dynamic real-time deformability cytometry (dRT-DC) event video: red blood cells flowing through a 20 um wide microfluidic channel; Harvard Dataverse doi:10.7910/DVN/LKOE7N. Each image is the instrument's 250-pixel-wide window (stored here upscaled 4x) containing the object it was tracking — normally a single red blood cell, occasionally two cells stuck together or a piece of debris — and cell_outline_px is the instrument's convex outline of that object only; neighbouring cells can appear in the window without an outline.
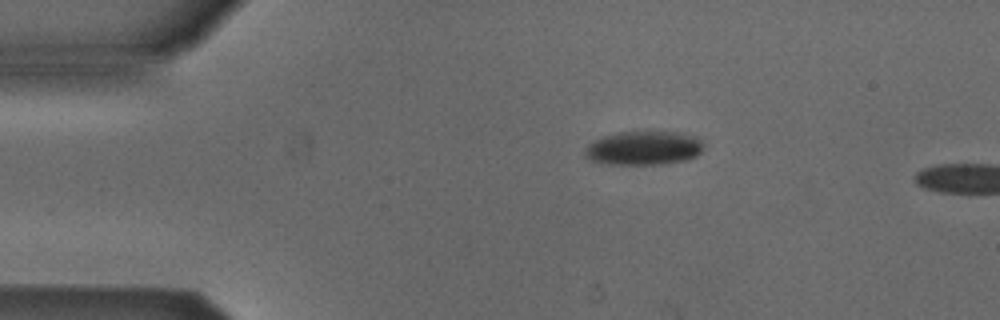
{"species": "Egyptian fruit bat (a non-hibernating species)", "species_latin": "Rousettus aegyptiacus", "temperature_condition": "cold", "stored_images_in_passage": 4, "camera_frame_rate_fps": 3000, "um_per_image_px": 0.085, "animal": {"sex": "male"}, "frame": {"image": 1, "passage_image": 1, "time_ms": 0.0, "image_size_px": [1000, 320], "cell_outline_px": [[704, 144], [700, 152], [696, 156], [684, 160], [664, 164], [600, 164], [584, 156], [584, 152], [588, 144], [604, 136], [620, 132], [676, 132], [696, 136]], "centroid_in_image_um": [54.7, 12.59], "position_along_channel_um": 30.3, "area_um2": 23.35}}